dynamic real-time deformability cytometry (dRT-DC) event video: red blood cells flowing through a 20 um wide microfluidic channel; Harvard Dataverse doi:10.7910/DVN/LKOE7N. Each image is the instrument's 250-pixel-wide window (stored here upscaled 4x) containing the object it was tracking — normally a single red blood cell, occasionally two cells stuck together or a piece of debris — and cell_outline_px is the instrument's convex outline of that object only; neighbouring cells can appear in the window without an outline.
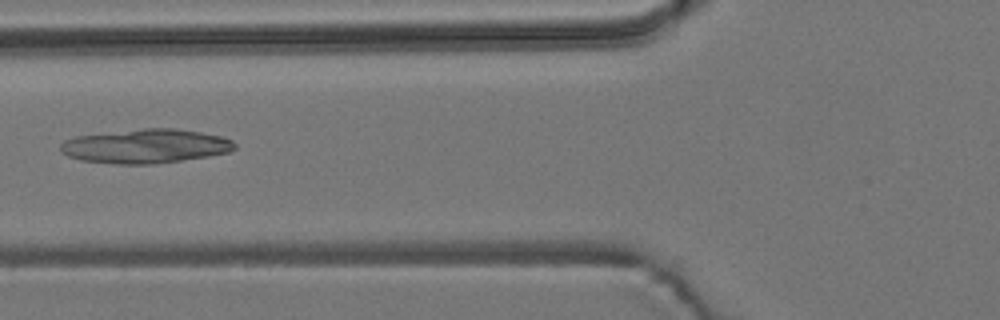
{"species": "common noctule bat (a hibernating species)", "species_latin": "Nyctalus noctula", "temperature_condition": "room temperature", "stored_images_in_passage": 8, "camera_frame_rate_fps": 3000, "um_per_image_px": 0.085, "animal": {"sex": "male", "body_mass_g": 19.2, "forearm_length_mm": 51.8}, "frame": {"image": 1, "passage_image": 5, "time_ms": 1.333, "image_size_px": [1000, 320], "cell_outline_px": [[236, 148], [228, 152], [208, 156], [152, 164], [116, 164], [80, 160], [68, 156], [60, 152], [60, 144], [64, 140], [76, 136], [144, 128], [176, 128], [200, 132], [220, 136], [232, 140], [236, 144]], "centroid_in_image_um": [12.35, 12.42], "position_along_channel_um": 113.4, "area_um2": 34.56}}
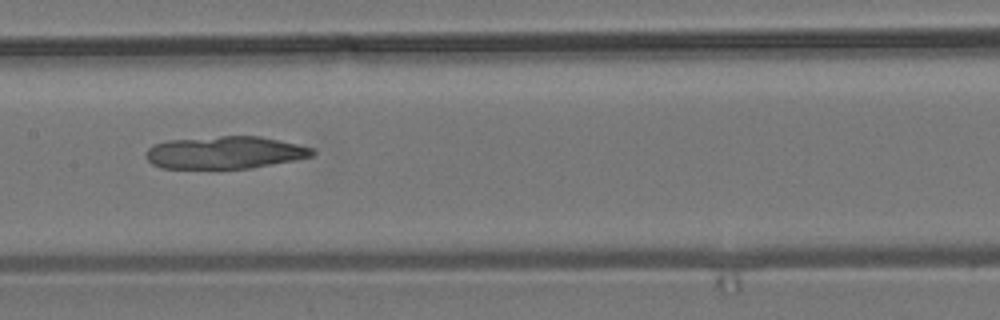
{"frame": {"image": 2, "passage_image": 7, "time_ms": 2.0, "image_size_px": [1000, 320], "cell_outline_px": [[316, 152], [312, 156], [296, 160], [252, 168], [160, 168], [152, 164], [144, 156], [144, 152], [152, 144], [168, 140], [220, 136], [260, 136], [280, 140], [316, 148]], "centroid_in_image_um": [19.13, 12.96], "position_along_channel_um": 188.3, "area_um2": 31.85}}
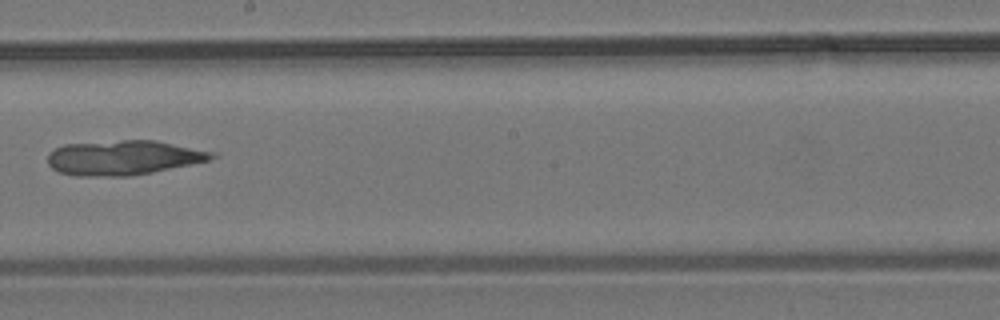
{"frame": {"image": 3, "passage_image": 8, "time_ms": 2.333, "image_size_px": [1000, 320], "cell_outline_px": [[216, 156], [208, 160], [152, 172], [128, 176], [76, 176], [60, 172], [52, 168], [48, 164], [48, 152], [64, 144], [120, 140], [156, 140], [216, 152]], "centroid_in_image_um": [10.46, 13.39], "position_along_channel_um": 237.7, "area_um2": 33.06}}